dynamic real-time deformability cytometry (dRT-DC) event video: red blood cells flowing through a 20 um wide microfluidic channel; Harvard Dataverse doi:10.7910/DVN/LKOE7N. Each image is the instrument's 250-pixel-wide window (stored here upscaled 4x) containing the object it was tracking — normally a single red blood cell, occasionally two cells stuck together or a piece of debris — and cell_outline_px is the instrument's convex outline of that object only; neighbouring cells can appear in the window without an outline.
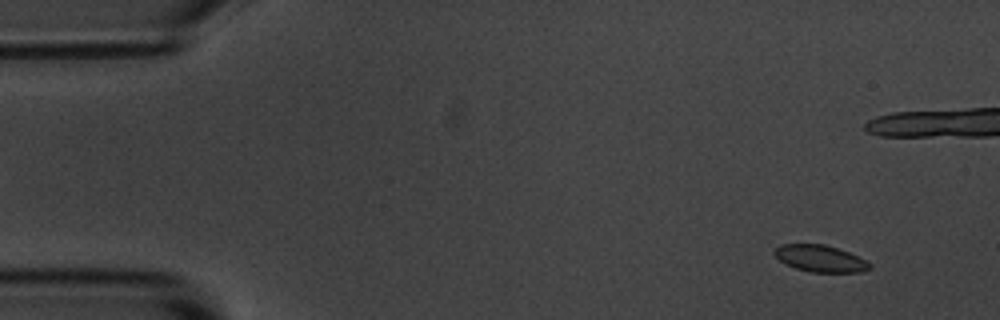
{"species": "common noctule bat (a hibernating species)", "species_latin": "Nyctalus noctula", "temperature_condition": "room temperature", "stored_images_in_passage": 56, "camera_frame_rate_fps": 3000, "um_per_image_px": 0.085, "animal": {"sex": "male", "body_mass_g": 20.1, "forearm_length_mm": 53.5}, "frame": {"image": 1, "passage_image": 4, "time_ms": 1.0, "image_size_px": [1000, 320], "cell_outline_px": [[872, 264], [868, 268], [860, 272], [812, 272], [796, 268], [780, 260], [772, 252], [780, 244], [824, 244], [848, 252], [868, 260]], "centroid_in_image_um": [69.73, 21.96], "position_along_channel_um": 15.3, "area_um2": 14.68}}
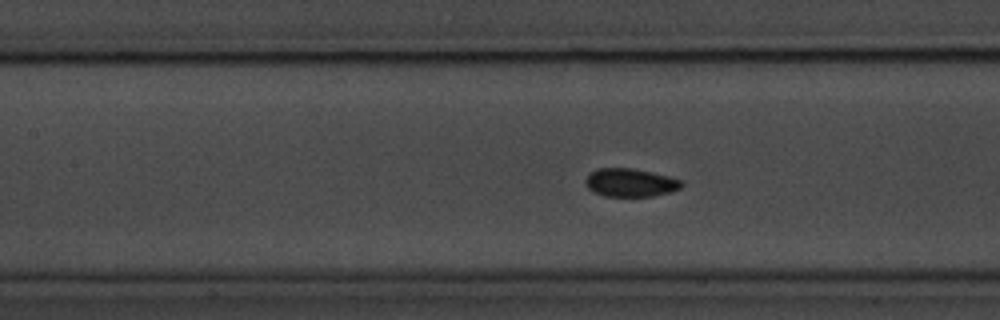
{"frame": {"image": 2, "passage_image": 24, "time_ms": 7.667, "image_size_px": [1000, 320], "cell_outline_px": [[684, 184], [680, 188], [672, 192], [652, 196], [604, 196], [592, 192], [588, 188], [584, 180], [596, 168], [632, 168], [652, 172], [668, 176], [680, 180]], "centroid_in_image_um": [53.57, 15.52], "position_along_channel_um": 153.8, "area_um2": 15.84}}
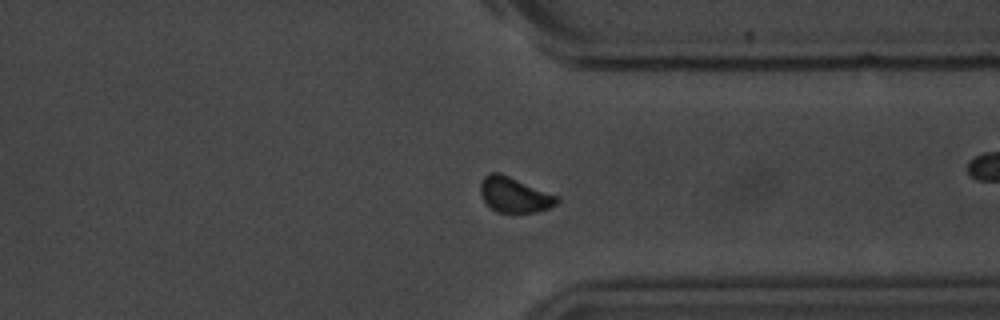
{"frame": {"image": 3, "passage_image": 42, "time_ms": 13.667, "image_size_px": [1000, 320], "cell_outline_px": [[560, 200], [556, 204], [548, 208], [536, 212], [496, 212], [484, 200], [480, 192], [480, 184], [484, 176], [488, 172], [500, 172], [560, 196]], "centroid_in_image_um": [43.74, 16.53], "position_along_channel_um": 367.7, "area_um2": 15.84}, "authors_computed_cell_mechanics": {"area_um2": 15.4326, "velocity_mm_per_s": 3.5796, "shape_relaxation_time_tau1_ms": 2.765, "shape_relaxation_time_tau2_ms": null, "deformation_change_tau1": 0.0977, "deformation_change_tau2": null}}